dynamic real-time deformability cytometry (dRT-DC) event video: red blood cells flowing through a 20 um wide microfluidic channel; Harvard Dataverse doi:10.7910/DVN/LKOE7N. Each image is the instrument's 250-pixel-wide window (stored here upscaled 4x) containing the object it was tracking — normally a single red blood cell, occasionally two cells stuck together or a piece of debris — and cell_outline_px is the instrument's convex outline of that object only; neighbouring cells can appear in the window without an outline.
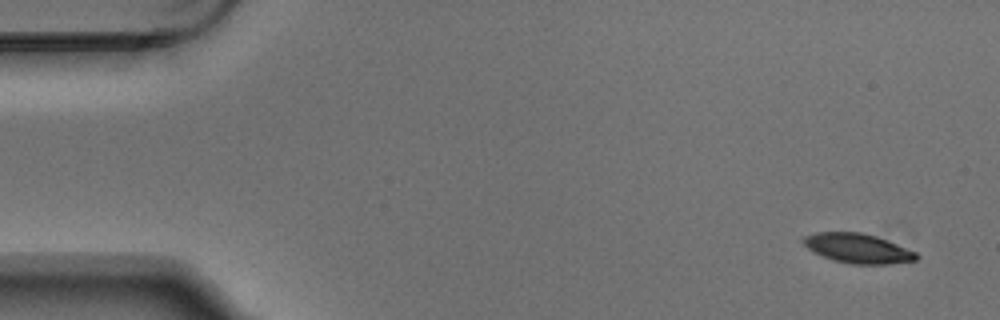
{"species": "Egyptian fruit bat (a non-hibernating species)", "species_latin": "Rousettus aegyptiacus", "temperature_condition": "warm", "stored_images_in_passage": 5, "camera_frame_rate_fps": 3000, "um_per_image_px": 0.085, "animal": {"sex": "male"}, "frame": {"image": 1, "passage_image": 1, "time_ms": 0.0, "image_size_px": [1000, 320], "cell_outline_px": [[920, 256], [916, 260], [888, 264], [852, 264], [832, 260], [812, 252], [800, 240], [804, 236], [816, 232], [860, 232], [876, 236], [888, 240], [916, 252]], "centroid_in_image_um": [72.89, 21.11], "position_along_channel_um": 12.1, "area_um2": 19.59}}
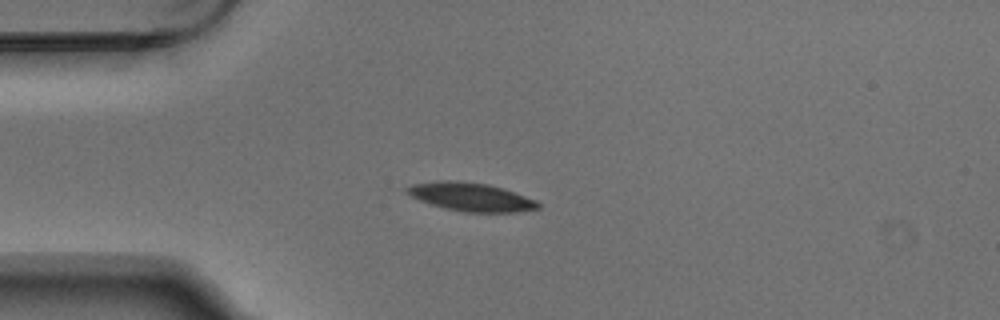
{"frame": {"image": 2, "passage_image": 4, "time_ms": 1.0, "image_size_px": [1000, 320], "cell_outline_px": [[540, 208], [516, 212], [464, 212], [444, 208], [428, 204], [412, 196], [404, 188], [412, 184], [440, 180], [452, 180], [488, 184], [536, 200], [540, 204]], "centroid_in_image_um": [40.0, 16.74], "position_along_channel_um": 45.0, "area_um2": 21.5}}